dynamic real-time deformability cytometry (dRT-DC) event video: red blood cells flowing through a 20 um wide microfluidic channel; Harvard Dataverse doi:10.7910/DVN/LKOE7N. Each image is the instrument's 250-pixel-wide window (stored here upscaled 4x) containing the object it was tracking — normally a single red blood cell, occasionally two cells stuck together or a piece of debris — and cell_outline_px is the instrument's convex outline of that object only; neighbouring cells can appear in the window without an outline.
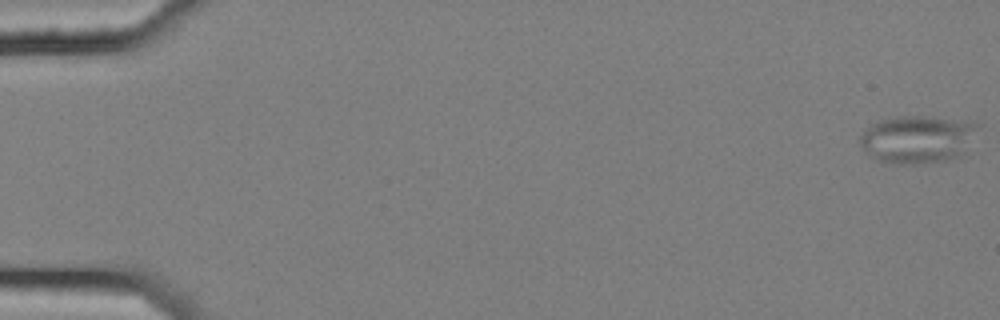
{"species": "common noctule bat (a hibernating species)", "species_latin": "Nyctalus noctula", "temperature_condition": "cold", "stored_images_in_passage": 9, "camera_frame_rate_fps": 3000, "um_per_image_px": 0.085, "animal": {"sex": "female", "body_mass_g": 25.1}, "frame": {"image": 1, "passage_image": 1, "time_ms": 0.0, "image_size_px": [1000, 320], "cell_outline_px": [[984, 124], [964, 152], [960, 156], [948, 160], [904, 164], [896, 164], [880, 160], [868, 156], [864, 152], [860, 144], [860, 136], [872, 124], [880, 120], [896, 116], [924, 116], [972, 120]], "centroid_in_image_um": [78.06, 11.81], "position_along_channel_um": 6.9, "area_um2": 33.29}}
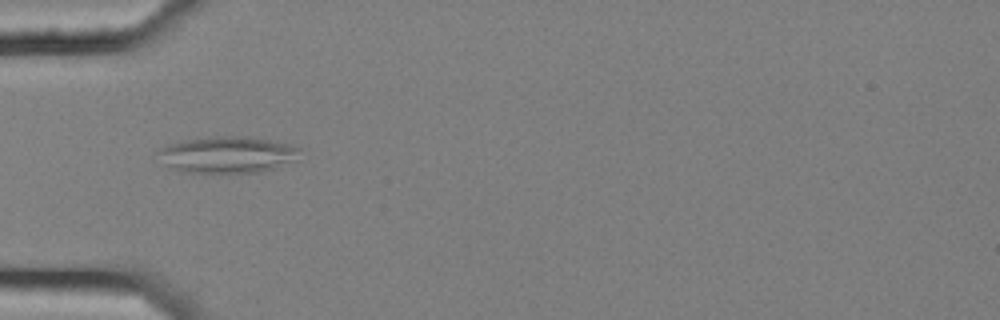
{"frame": {"image": 2, "passage_image": 6, "time_ms": 1.667, "image_size_px": [1000, 320], "cell_outline_px": [[300, 160], [260, 172], [180, 172], [168, 168], [164, 164], [156, 152], [160, 148], [168, 144], [184, 140], [220, 136], [252, 136], [292, 144], [300, 148]], "centroid_in_image_um": [19.37, 13.14], "position_along_channel_um": 65.6, "area_um2": 30.63}}